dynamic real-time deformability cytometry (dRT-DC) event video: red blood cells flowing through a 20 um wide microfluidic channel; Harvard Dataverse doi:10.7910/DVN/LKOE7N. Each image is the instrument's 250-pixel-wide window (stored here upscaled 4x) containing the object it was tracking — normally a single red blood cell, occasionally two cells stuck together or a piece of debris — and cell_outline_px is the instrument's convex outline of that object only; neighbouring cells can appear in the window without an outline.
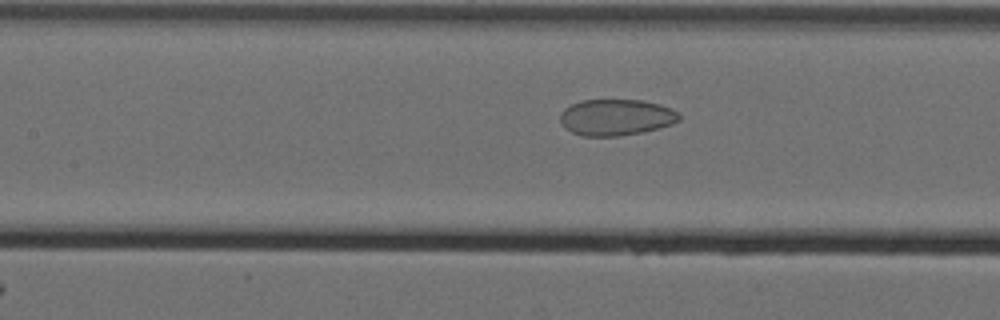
{"species": "Egyptian fruit bat (a non-hibernating species)", "species_latin": "Rousettus aegyptiacus", "temperature_condition": "cold", "stored_images_in_passage": 59, "camera_frame_rate_fps": 3000, "um_per_image_px": 0.085, "animal": {"sex": "female"}, "frame": {"image": 1, "passage_image": 30, "time_ms": 9.667, "image_size_px": [1000, 320], "cell_outline_px": [[680, 120], [672, 124], [640, 132], [620, 136], [584, 136], [572, 132], [564, 128], [560, 120], [560, 112], [564, 108], [580, 100], [644, 100], [660, 104], [672, 108], [680, 112]], "centroid_in_image_um": [52.37, 9.96], "position_along_channel_um": 155.0, "area_um2": 25.32}}
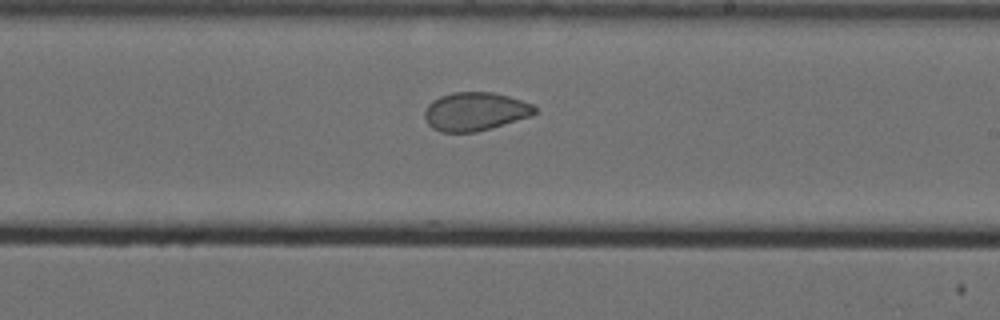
{"frame": {"image": 2, "passage_image": 38, "time_ms": 12.333, "image_size_px": [1000, 320], "cell_outline_px": [[536, 112], [532, 116], [492, 128], [476, 132], [440, 132], [432, 128], [428, 124], [424, 116], [424, 112], [428, 104], [432, 100], [440, 96], [452, 92], [492, 92], [508, 96], [532, 104], [536, 108]], "centroid_in_image_um": [40.37, 9.48], "position_along_channel_um": 248.6, "area_um2": 24.8}}
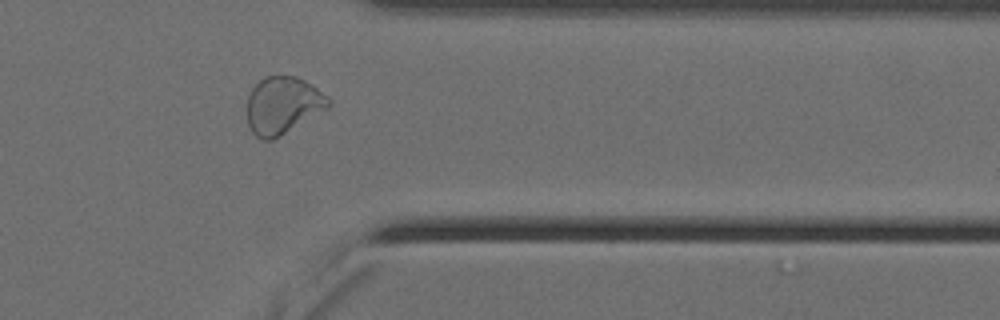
{"frame": {"image": 3, "passage_image": 50, "time_ms": 16.333, "image_size_px": [1000, 320], "cell_outline_px": [[332, 104], [328, 108], [280, 136], [272, 140], [264, 140], [256, 136], [252, 132], [248, 124], [248, 96], [252, 88], [264, 76], [296, 76], [312, 84], [328, 96], [332, 100]], "centroid_in_image_um": [24.06, 8.94], "position_along_channel_um": 387.3, "area_um2": 27.17}, "authors_computed_cell_mechanics": {"area_um2": 29.478, "velocity_mm_per_s": 3.5159, "shape_relaxation_time_tau1_ms": null, "shape_relaxation_time_tau2_ms": 1.2689, "deformation_change_tau1": null, "deformation_change_tau2": 0.0525}}